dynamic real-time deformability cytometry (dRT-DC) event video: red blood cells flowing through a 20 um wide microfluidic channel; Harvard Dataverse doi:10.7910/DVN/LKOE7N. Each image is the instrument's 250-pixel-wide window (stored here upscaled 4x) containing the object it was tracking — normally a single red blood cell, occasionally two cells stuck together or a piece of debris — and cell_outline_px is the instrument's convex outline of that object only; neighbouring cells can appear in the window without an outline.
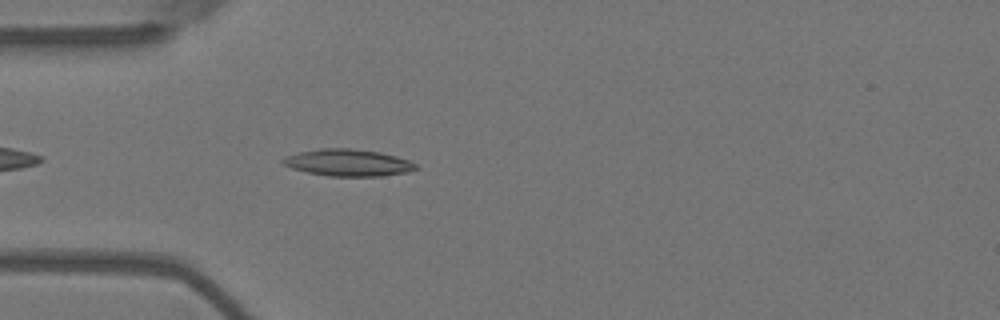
{"species": "Egyptian fruit bat (a non-hibernating species)", "species_latin": "Rousettus aegyptiacus", "temperature_condition": "warm", "stored_images_in_passage": 43, "camera_frame_rate_fps": 3000, "um_per_image_px": 0.085, "animal": {"sex": "female"}, "frame": {"image": 1, "passage_image": 4, "time_ms": 1.0, "image_size_px": [1000, 320], "cell_outline_px": [[420, 168], [408, 172], [380, 176], [328, 176], [308, 172], [292, 168], [284, 164], [280, 160], [284, 156], [300, 152], [320, 148], [348, 148], [380, 152], [396, 156], [408, 160], [416, 164]], "centroid_in_image_um": [29.59, 13.82], "position_along_channel_um": 55.4, "area_um2": 20.81}}
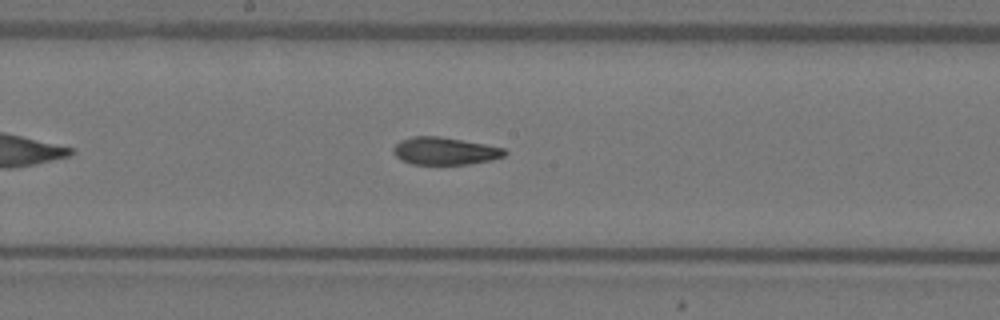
{"frame": {"image": 2, "passage_image": 17, "time_ms": 5.333, "image_size_px": [1000, 320], "cell_outline_px": [[508, 152], [504, 156], [492, 160], [468, 164], [412, 164], [400, 160], [392, 152], [392, 148], [400, 140], [412, 136], [440, 136], [484, 144], [504, 148]], "centroid_in_image_um": [37.78, 12.83], "position_along_channel_um": 210.4, "area_um2": 17.92}}
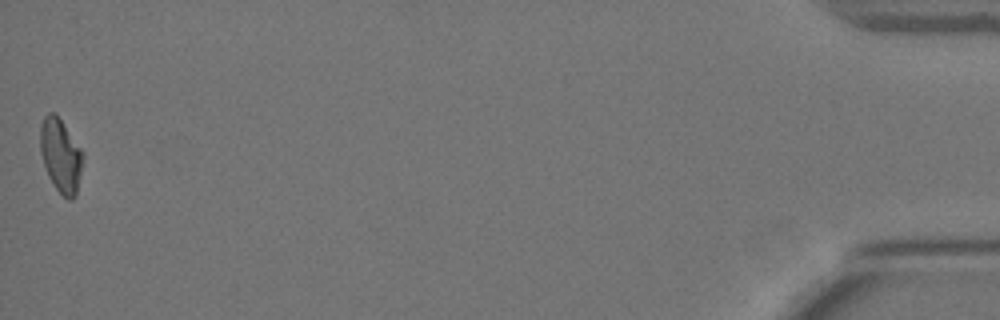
{"frame": {"image": 3, "passage_image": 43, "time_ms": 14.0, "image_size_px": [1000, 320], "cell_outline_px": [[84, 156], [76, 196], [72, 200], [68, 200], [56, 188], [48, 176], [40, 152], [40, 124], [44, 116], [48, 112], [56, 112], [84, 152]], "centroid_in_image_um": [5.17, 13.18], "position_along_channel_um": 430.0, "area_um2": 18.55}, "authors_computed_cell_mechanics": {"area_um2": 18.5538, "velocity_mm_per_s": 3.671, "shape_relaxation_time_tau1_ms": null, "shape_relaxation_time_tau2_ms": 3.7529, "deformation_change_tau1": null, "deformation_change_tau2": 0.1075}}